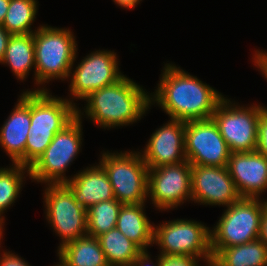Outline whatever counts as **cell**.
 Segmentation results:
<instances>
[{
    "label": "cell",
    "mask_w": 267,
    "mask_h": 266,
    "mask_svg": "<svg viewBox=\"0 0 267 266\" xmlns=\"http://www.w3.org/2000/svg\"><path fill=\"white\" fill-rule=\"evenodd\" d=\"M200 259L184 255H161V266H200Z\"/></svg>",
    "instance_id": "obj_28"
},
{
    "label": "cell",
    "mask_w": 267,
    "mask_h": 266,
    "mask_svg": "<svg viewBox=\"0 0 267 266\" xmlns=\"http://www.w3.org/2000/svg\"><path fill=\"white\" fill-rule=\"evenodd\" d=\"M122 204L116 199L96 203L87 209V235L98 238L116 227Z\"/></svg>",
    "instance_id": "obj_26"
},
{
    "label": "cell",
    "mask_w": 267,
    "mask_h": 266,
    "mask_svg": "<svg viewBox=\"0 0 267 266\" xmlns=\"http://www.w3.org/2000/svg\"><path fill=\"white\" fill-rule=\"evenodd\" d=\"M45 218L60 237L58 249L87 235V210L79 204L65 183L46 184Z\"/></svg>",
    "instance_id": "obj_9"
},
{
    "label": "cell",
    "mask_w": 267,
    "mask_h": 266,
    "mask_svg": "<svg viewBox=\"0 0 267 266\" xmlns=\"http://www.w3.org/2000/svg\"><path fill=\"white\" fill-rule=\"evenodd\" d=\"M35 82L38 87L61 79H69L77 58L76 38L68 28L40 25L33 33ZM40 85V86H39Z\"/></svg>",
    "instance_id": "obj_4"
},
{
    "label": "cell",
    "mask_w": 267,
    "mask_h": 266,
    "mask_svg": "<svg viewBox=\"0 0 267 266\" xmlns=\"http://www.w3.org/2000/svg\"><path fill=\"white\" fill-rule=\"evenodd\" d=\"M201 222L174 219L154 225L153 244L160 255H184L203 259L213 257L210 228Z\"/></svg>",
    "instance_id": "obj_8"
},
{
    "label": "cell",
    "mask_w": 267,
    "mask_h": 266,
    "mask_svg": "<svg viewBox=\"0 0 267 266\" xmlns=\"http://www.w3.org/2000/svg\"><path fill=\"white\" fill-rule=\"evenodd\" d=\"M204 262L207 266H223L214 257H210Z\"/></svg>",
    "instance_id": "obj_36"
},
{
    "label": "cell",
    "mask_w": 267,
    "mask_h": 266,
    "mask_svg": "<svg viewBox=\"0 0 267 266\" xmlns=\"http://www.w3.org/2000/svg\"><path fill=\"white\" fill-rule=\"evenodd\" d=\"M100 160L117 201L122 205L147 202L149 168L139 151H104Z\"/></svg>",
    "instance_id": "obj_6"
},
{
    "label": "cell",
    "mask_w": 267,
    "mask_h": 266,
    "mask_svg": "<svg viewBox=\"0 0 267 266\" xmlns=\"http://www.w3.org/2000/svg\"><path fill=\"white\" fill-rule=\"evenodd\" d=\"M259 239L267 245V205L261 218Z\"/></svg>",
    "instance_id": "obj_33"
},
{
    "label": "cell",
    "mask_w": 267,
    "mask_h": 266,
    "mask_svg": "<svg viewBox=\"0 0 267 266\" xmlns=\"http://www.w3.org/2000/svg\"><path fill=\"white\" fill-rule=\"evenodd\" d=\"M60 266H110L98 238L85 235L57 250Z\"/></svg>",
    "instance_id": "obj_20"
},
{
    "label": "cell",
    "mask_w": 267,
    "mask_h": 266,
    "mask_svg": "<svg viewBox=\"0 0 267 266\" xmlns=\"http://www.w3.org/2000/svg\"><path fill=\"white\" fill-rule=\"evenodd\" d=\"M0 266H30V264L18 256V254L5 250L0 255Z\"/></svg>",
    "instance_id": "obj_29"
},
{
    "label": "cell",
    "mask_w": 267,
    "mask_h": 266,
    "mask_svg": "<svg viewBox=\"0 0 267 266\" xmlns=\"http://www.w3.org/2000/svg\"><path fill=\"white\" fill-rule=\"evenodd\" d=\"M10 5V0H0V25L3 24Z\"/></svg>",
    "instance_id": "obj_35"
},
{
    "label": "cell",
    "mask_w": 267,
    "mask_h": 266,
    "mask_svg": "<svg viewBox=\"0 0 267 266\" xmlns=\"http://www.w3.org/2000/svg\"><path fill=\"white\" fill-rule=\"evenodd\" d=\"M0 63L9 66L14 76L21 82L25 81L30 70L34 69L35 81L33 33L11 35L7 43L5 55Z\"/></svg>",
    "instance_id": "obj_21"
},
{
    "label": "cell",
    "mask_w": 267,
    "mask_h": 266,
    "mask_svg": "<svg viewBox=\"0 0 267 266\" xmlns=\"http://www.w3.org/2000/svg\"><path fill=\"white\" fill-rule=\"evenodd\" d=\"M192 164L186 160L148 170V198L159 211L170 210L191 201Z\"/></svg>",
    "instance_id": "obj_12"
},
{
    "label": "cell",
    "mask_w": 267,
    "mask_h": 266,
    "mask_svg": "<svg viewBox=\"0 0 267 266\" xmlns=\"http://www.w3.org/2000/svg\"><path fill=\"white\" fill-rule=\"evenodd\" d=\"M144 209L145 203L122 205L116 228L142 250H148L149 246L154 245V224L150 222Z\"/></svg>",
    "instance_id": "obj_19"
},
{
    "label": "cell",
    "mask_w": 267,
    "mask_h": 266,
    "mask_svg": "<svg viewBox=\"0 0 267 266\" xmlns=\"http://www.w3.org/2000/svg\"><path fill=\"white\" fill-rule=\"evenodd\" d=\"M3 229H4V225L0 222V245H1V240H3L2 239L3 238Z\"/></svg>",
    "instance_id": "obj_37"
},
{
    "label": "cell",
    "mask_w": 267,
    "mask_h": 266,
    "mask_svg": "<svg viewBox=\"0 0 267 266\" xmlns=\"http://www.w3.org/2000/svg\"><path fill=\"white\" fill-rule=\"evenodd\" d=\"M117 6L126 9H134L142 0H113Z\"/></svg>",
    "instance_id": "obj_34"
},
{
    "label": "cell",
    "mask_w": 267,
    "mask_h": 266,
    "mask_svg": "<svg viewBox=\"0 0 267 266\" xmlns=\"http://www.w3.org/2000/svg\"><path fill=\"white\" fill-rule=\"evenodd\" d=\"M214 258L223 266H267V245L257 239L223 248Z\"/></svg>",
    "instance_id": "obj_23"
},
{
    "label": "cell",
    "mask_w": 267,
    "mask_h": 266,
    "mask_svg": "<svg viewBox=\"0 0 267 266\" xmlns=\"http://www.w3.org/2000/svg\"><path fill=\"white\" fill-rule=\"evenodd\" d=\"M191 186V201L200 205L229 207L241 198L227 166L192 165Z\"/></svg>",
    "instance_id": "obj_14"
},
{
    "label": "cell",
    "mask_w": 267,
    "mask_h": 266,
    "mask_svg": "<svg viewBox=\"0 0 267 266\" xmlns=\"http://www.w3.org/2000/svg\"><path fill=\"white\" fill-rule=\"evenodd\" d=\"M19 98L0 128V146L12 164L25 166V147L31 125V90L24 91Z\"/></svg>",
    "instance_id": "obj_17"
},
{
    "label": "cell",
    "mask_w": 267,
    "mask_h": 266,
    "mask_svg": "<svg viewBox=\"0 0 267 266\" xmlns=\"http://www.w3.org/2000/svg\"><path fill=\"white\" fill-rule=\"evenodd\" d=\"M163 70L150 105L157 103L170 118L185 122L211 119L224 96L175 64Z\"/></svg>",
    "instance_id": "obj_1"
},
{
    "label": "cell",
    "mask_w": 267,
    "mask_h": 266,
    "mask_svg": "<svg viewBox=\"0 0 267 266\" xmlns=\"http://www.w3.org/2000/svg\"><path fill=\"white\" fill-rule=\"evenodd\" d=\"M252 59L254 65L259 68L258 70H260L262 75H264V78L267 80V51L256 50Z\"/></svg>",
    "instance_id": "obj_30"
},
{
    "label": "cell",
    "mask_w": 267,
    "mask_h": 266,
    "mask_svg": "<svg viewBox=\"0 0 267 266\" xmlns=\"http://www.w3.org/2000/svg\"><path fill=\"white\" fill-rule=\"evenodd\" d=\"M110 266H131L143 251L116 227L98 237Z\"/></svg>",
    "instance_id": "obj_22"
},
{
    "label": "cell",
    "mask_w": 267,
    "mask_h": 266,
    "mask_svg": "<svg viewBox=\"0 0 267 266\" xmlns=\"http://www.w3.org/2000/svg\"><path fill=\"white\" fill-rule=\"evenodd\" d=\"M87 104L81 111L77 107V116L93 121L101 128L128 126L140 121L150 109V93L142 86L123 76L117 82L91 92L85 99Z\"/></svg>",
    "instance_id": "obj_2"
},
{
    "label": "cell",
    "mask_w": 267,
    "mask_h": 266,
    "mask_svg": "<svg viewBox=\"0 0 267 266\" xmlns=\"http://www.w3.org/2000/svg\"><path fill=\"white\" fill-rule=\"evenodd\" d=\"M71 98L52 96L47 87L31 90V125L25 147V166L30 168L44 153L54 135L77 116Z\"/></svg>",
    "instance_id": "obj_3"
},
{
    "label": "cell",
    "mask_w": 267,
    "mask_h": 266,
    "mask_svg": "<svg viewBox=\"0 0 267 266\" xmlns=\"http://www.w3.org/2000/svg\"><path fill=\"white\" fill-rule=\"evenodd\" d=\"M10 36L11 34L2 25H0V62L5 55L7 43Z\"/></svg>",
    "instance_id": "obj_32"
},
{
    "label": "cell",
    "mask_w": 267,
    "mask_h": 266,
    "mask_svg": "<svg viewBox=\"0 0 267 266\" xmlns=\"http://www.w3.org/2000/svg\"><path fill=\"white\" fill-rule=\"evenodd\" d=\"M257 153L267 158V106L260 112L257 124Z\"/></svg>",
    "instance_id": "obj_27"
},
{
    "label": "cell",
    "mask_w": 267,
    "mask_h": 266,
    "mask_svg": "<svg viewBox=\"0 0 267 266\" xmlns=\"http://www.w3.org/2000/svg\"><path fill=\"white\" fill-rule=\"evenodd\" d=\"M82 118L76 116L66 127L54 135L39 159L29 168L30 179L44 184L69 181L66 169L77 158L82 145Z\"/></svg>",
    "instance_id": "obj_7"
},
{
    "label": "cell",
    "mask_w": 267,
    "mask_h": 266,
    "mask_svg": "<svg viewBox=\"0 0 267 266\" xmlns=\"http://www.w3.org/2000/svg\"><path fill=\"white\" fill-rule=\"evenodd\" d=\"M27 176L30 178L29 168L20 164H12L10 167L0 168V222L3 225H5V216L3 214L19 197L23 181Z\"/></svg>",
    "instance_id": "obj_24"
},
{
    "label": "cell",
    "mask_w": 267,
    "mask_h": 266,
    "mask_svg": "<svg viewBox=\"0 0 267 266\" xmlns=\"http://www.w3.org/2000/svg\"><path fill=\"white\" fill-rule=\"evenodd\" d=\"M227 168L241 197L260 198L267 190V158L256 151L232 152Z\"/></svg>",
    "instance_id": "obj_16"
},
{
    "label": "cell",
    "mask_w": 267,
    "mask_h": 266,
    "mask_svg": "<svg viewBox=\"0 0 267 266\" xmlns=\"http://www.w3.org/2000/svg\"><path fill=\"white\" fill-rule=\"evenodd\" d=\"M185 121L170 118L156 129L144 150H140L148 168L175 165L186 161Z\"/></svg>",
    "instance_id": "obj_15"
},
{
    "label": "cell",
    "mask_w": 267,
    "mask_h": 266,
    "mask_svg": "<svg viewBox=\"0 0 267 266\" xmlns=\"http://www.w3.org/2000/svg\"><path fill=\"white\" fill-rule=\"evenodd\" d=\"M184 143L192 165L227 166L231 152L212 118L186 121Z\"/></svg>",
    "instance_id": "obj_13"
},
{
    "label": "cell",
    "mask_w": 267,
    "mask_h": 266,
    "mask_svg": "<svg viewBox=\"0 0 267 266\" xmlns=\"http://www.w3.org/2000/svg\"><path fill=\"white\" fill-rule=\"evenodd\" d=\"M37 0H10V5L2 26L11 34H30L35 30L31 25L36 19Z\"/></svg>",
    "instance_id": "obj_25"
},
{
    "label": "cell",
    "mask_w": 267,
    "mask_h": 266,
    "mask_svg": "<svg viewBox=\"0 0 267 266\" xmlns=\"http://www.w3.org/2000/svg\"><path fill=\"white\" fill-rule=\"evenodd\" d=\"M114 51L96 50L83 57L70 71L69 92L75 99H85L91 92L120 80L124 74L119 70V59ZM75 98V99H73Z\"/></svg>",
    "instance_id": "obj_11"
},
{
    "label": "cell",
    "mask_w": 267,
    "mask_h": 266,
    "mask_svg": "<svg viewBox=\"0 0 267 266\" xmlns=\"http://www.w3.org/2000/svg\"><path fill=\"white\" fill-rule=\"evenodd\" d=\"M230 100L226 97L222 99L212 119L231 153L255 151L259 114L266 106L255 103L244 107Z\"/></svg>",
    "instance_id": "obj_10"
},
{
    "label": "cell",
    "mask_w": 267,
    "mask_h": 266,
    "mask_svg": "<svg viewBox=\"0 0 267 266\" xmlns=\"http://www.w3.org/2000/svg\"><path fill=\"white\" fill-rule=\"evenodd\" d=\"M65 184L86 210L96 203L115 199L108 175L100 164L84 168Z\"/></svg>",
    "instance_id": "obj_18"
},
{
    "label": "cell",
    "mask_w": 267,
    "mask_h": 266,
    "mask_svg": "<svg viewBox=\"0 0 267 266\" xmlns=\"http://www.w3.org/2000/svg\"><path fill=\"white\" fill-rule=\"evenodd\" d=\"M266 205L267 200L264 198L241 197L226 207L217 224L210 229L213 257L223 248L259 239Z\"/></svg>",
    "instance_id": "obj_5"
},
{
    "label": "cell",
    "mask_w": 267,
    "mask_h": 266,
    "mask_svg": "<svg viewBox=\"0 0 267 266\" xmlns=\"http://www.w3.org/2000/svg\"><path fill=\"white\" fill-rule=\"evenodd\" d=\"M152 262L150 254L147 250H143L134 260L131 266H161V255H158L156 264Z\"/></svg>",
    "instance_id": "obj_31"
}]
</instances>
